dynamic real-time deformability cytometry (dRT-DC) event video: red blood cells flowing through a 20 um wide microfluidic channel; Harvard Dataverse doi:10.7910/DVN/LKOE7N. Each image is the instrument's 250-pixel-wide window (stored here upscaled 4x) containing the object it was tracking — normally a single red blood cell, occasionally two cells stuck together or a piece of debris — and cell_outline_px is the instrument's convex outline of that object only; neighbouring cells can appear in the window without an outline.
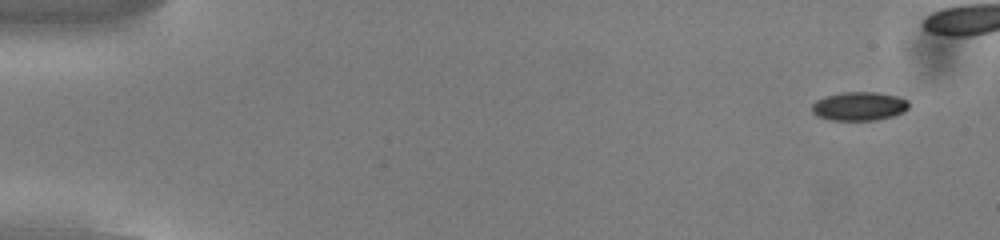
{"species": "common noctule bat (a hibernating species)", "species_latin": "Nyctalus noctula", "temperature_condition": "cold", "stored_images_in_passage": 15, "camera_frame_rate_fps": 3000, "um_per_image_px": 0.085, "animal": {"sex": "male", "body_mass_g": 13.0, "forearm_length_mm": 53.1}, "frame": {"image": 1, "passage_image": 3, "time_ms": 0.667, "image_size_px": [1000, 240], "cell_outline_px": [[908, 108], [904, 112], [892, 116], [876, 120], [832, 120], [816, 116], [812, 112], [812, 104], [816, 100], [824, 96], [844, 92], [876, 92], [900, 96], [908, 100]], "centroid_in_image_um": [73.03, 9.02], "position_along_channel_um": 12.0, "area_um2": 16.36}}